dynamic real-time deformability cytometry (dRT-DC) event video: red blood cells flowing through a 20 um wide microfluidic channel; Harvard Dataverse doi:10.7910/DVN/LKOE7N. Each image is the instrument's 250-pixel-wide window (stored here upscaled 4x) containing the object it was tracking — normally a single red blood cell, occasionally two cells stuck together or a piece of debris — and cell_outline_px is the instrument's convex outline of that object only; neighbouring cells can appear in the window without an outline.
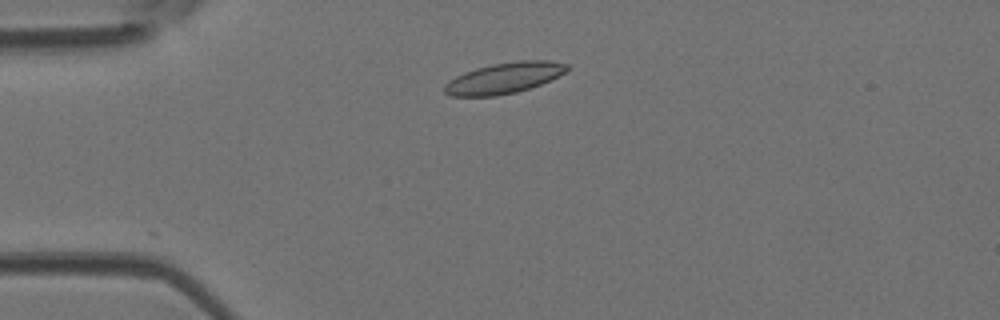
{"species": "Egyptian fruit bat (a non-hibernating species)", "species_latin": "Rousettus aegyptiacus", "temperature_condition": "room temperature", "stored_images_in_passage": 5, "camera_frame_rate_fps": 3000, "um_per_image_px": 0.085, "animal": {"sex": "female"}, "frame": {"image": 1, "passage_image": 1, "time_ms": 0.0, "image_size_px": [1000, 320], "cell_outline_px": [[572, 68], [540, 84], [516, 92], [496, 96], [452, 96], [444, 92], [444, 84], [448, 80], [464, 72], [476, 68], [492, 64], [516, 60], [548, 60], [568, 64]], "centroid_in_image_um": [42.83, 6.62], "position_along_channel_um": 42.2, "area_um2": 22.02}}